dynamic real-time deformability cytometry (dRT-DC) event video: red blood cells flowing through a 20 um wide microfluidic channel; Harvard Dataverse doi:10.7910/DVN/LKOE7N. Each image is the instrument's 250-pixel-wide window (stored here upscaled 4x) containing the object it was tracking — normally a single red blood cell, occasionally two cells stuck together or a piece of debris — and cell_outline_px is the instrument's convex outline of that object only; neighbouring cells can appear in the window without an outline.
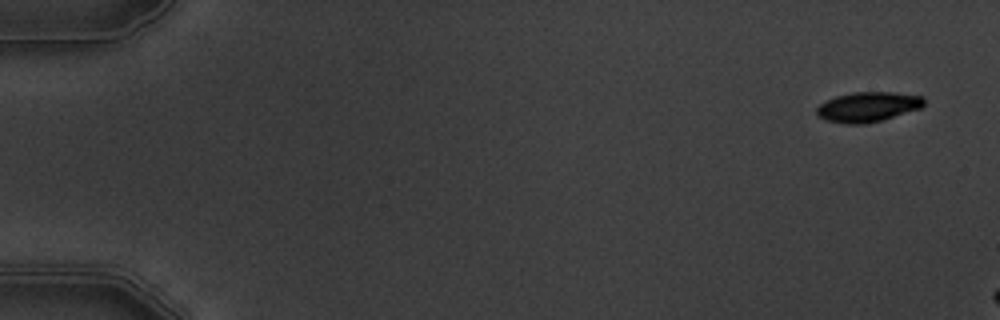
{"species": "common noctule bat (a hibernating species)", "species_latin": "Nyctalus noctula", "temperature_condition": "warm", "stored_images_in_passage": 3, "camera_frame_rate_fps": 3000, "um_per_image_px": 0.085, "animal": {"sex": "male", "body_mass_g": 19.5, "forearm_length_mm": 54.6}, "frame": {"image": 1, "passage_image": 1, "time_ms": 0.0, "image_size_px": [1000, 320], "cell_outline_px": [[924, 104], [920, 108], [884, 120], [864, 124], [844, 124], [824, 120], [816, 112], [816, 108], [820, 104], [836, 96], [852, 92], [892, 92], [924, 96]], "centroid_in_image_um": [73.77, 9.09], "position_along_channel_um": 11.2, "area_um2": 18.79}}